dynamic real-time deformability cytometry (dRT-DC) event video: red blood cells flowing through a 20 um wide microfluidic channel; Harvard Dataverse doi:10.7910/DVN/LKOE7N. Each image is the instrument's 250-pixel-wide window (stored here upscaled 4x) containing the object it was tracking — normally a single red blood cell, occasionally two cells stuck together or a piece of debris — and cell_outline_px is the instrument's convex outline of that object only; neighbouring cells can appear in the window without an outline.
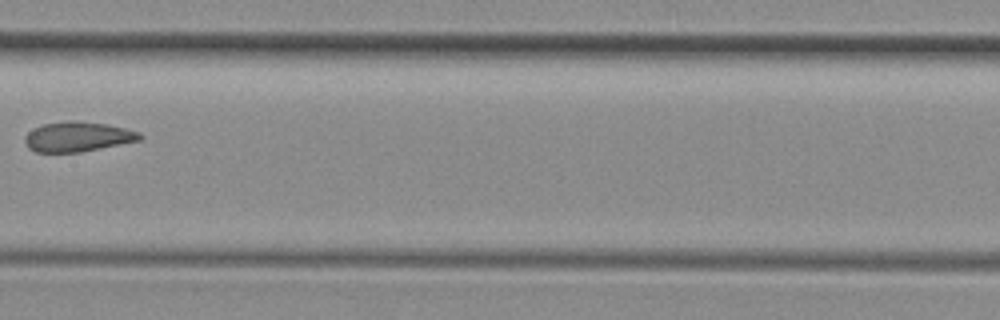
{"species": "common noctule bat (a hibernating species)", "species_latin": "Nyctalus noctula", "temperature_condition": "room temperature", "stored_images_in_passage": 8, "camera_frame_rate_fps": 3000, "um_per_image_px": 0.085, "animal": {"sex": "female", "body_mass_g": 29.2, "forearm_length_mm": 56.3}, "frame": {"image": 1, "passage_image": 8, "time_ms": 2.333, "image_size_px": [1000, 320], "cell_outline_px": [[144, 136], [140, 140], [80, 152], [36, 152], [28, 148], [24, 140], [24, 136], [28, 132], [44, 124], [68, 120], [72, 120], [108, 124], [140, 132]], "centroid_in_image_um": [6.6, 11.62], "position_along_channel_um": 200.8, "area_um2": 19.94}}